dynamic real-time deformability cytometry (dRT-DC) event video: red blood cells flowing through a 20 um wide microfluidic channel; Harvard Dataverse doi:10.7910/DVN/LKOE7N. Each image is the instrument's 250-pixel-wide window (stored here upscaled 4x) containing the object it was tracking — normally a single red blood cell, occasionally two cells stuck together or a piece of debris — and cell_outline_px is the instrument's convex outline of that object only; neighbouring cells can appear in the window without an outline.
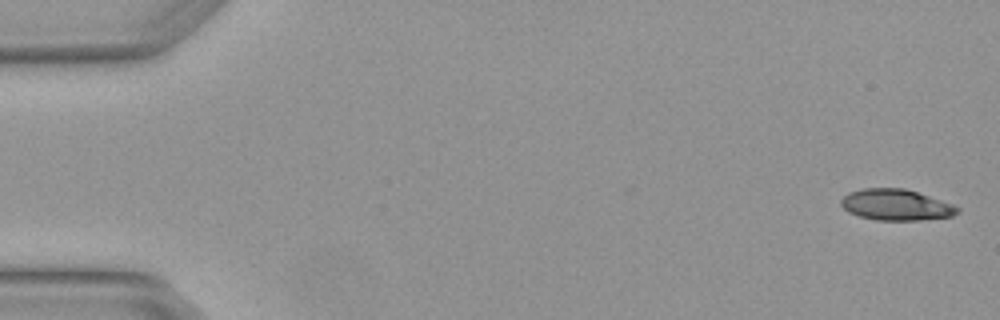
{"species": "Egyptian fruit bat (a non-hibernating species)", "species_latin": "Rousettus aegyptiacus", "temperature_condition": "warm", "stored_images_in_passage": 6, "camera_frame_rate_fps": 3000, "um_per_image_px": 0.085, "animal": {"sex": "female"}, "frame": {"image": 1, "passage_image": 1, "time_ms": 0.0, "image_size_px": [1000, 320], "cell_outline_px": [[960, 212], [952, 216], [920, 220], [876, 220], [860, 216], [848, 212], [840, 204], [840, 200], [848, 192], [864, 188], [904, 188], [952, 204], [960, 208]], "centroid_in_image_um": [76.14, 17.41], "position_along_channel_um": 8.9, "area_um2": 20.98}}
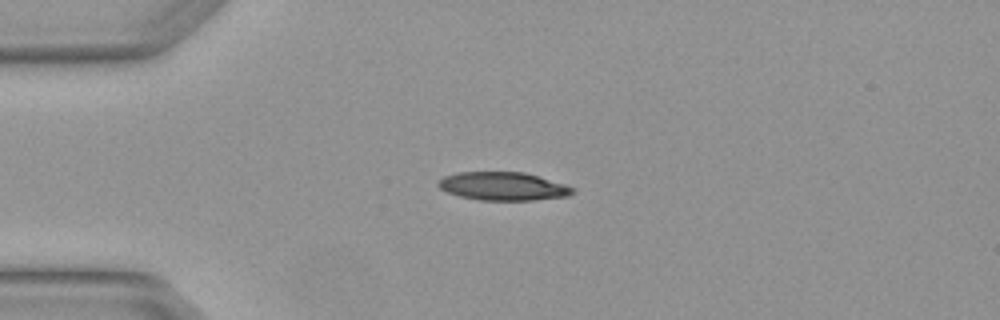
{"frame": {"image": 2, "passage_image": 4, "time_ms": 1.0, "image_size_px": [1000, 320], "cell_outline_px": [[576, 192], [568, 196], [536, 200], [480, 200], [460, 196], [448, 192], [440, 188], [436, 184], [444, 176], [456, 172], [524, 172], [564, 184], [576, 188]], "centroid_in_image_um": [42.78, 15.83], "position_along_channel_um": 42.2, "area_um2": 22.14}}
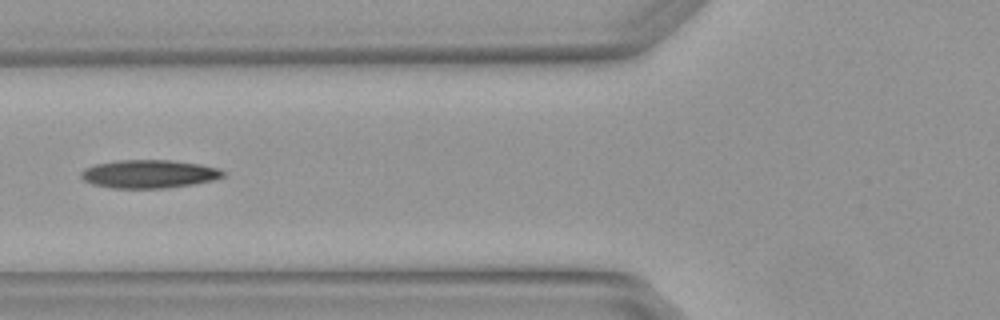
{"frame": {"image": 3, "passage_image": 6, "time_ms": 1.667, "image_size_px": [1000, 320], "cell_outline_px": [[224, 176], [212, 180], [192, 184], [168, 188], [112, 188], [92, 184], [84, 180], [80, 176], [80, 172], [84, 168], [96, 164], [116, 160], [168, 160], [200, 164], [216, 168], [224, 172]], "centroid_in_image_um": [12.61, 14.79], "position_along_channel_um": 113.2, "area_um2": 23.29}}